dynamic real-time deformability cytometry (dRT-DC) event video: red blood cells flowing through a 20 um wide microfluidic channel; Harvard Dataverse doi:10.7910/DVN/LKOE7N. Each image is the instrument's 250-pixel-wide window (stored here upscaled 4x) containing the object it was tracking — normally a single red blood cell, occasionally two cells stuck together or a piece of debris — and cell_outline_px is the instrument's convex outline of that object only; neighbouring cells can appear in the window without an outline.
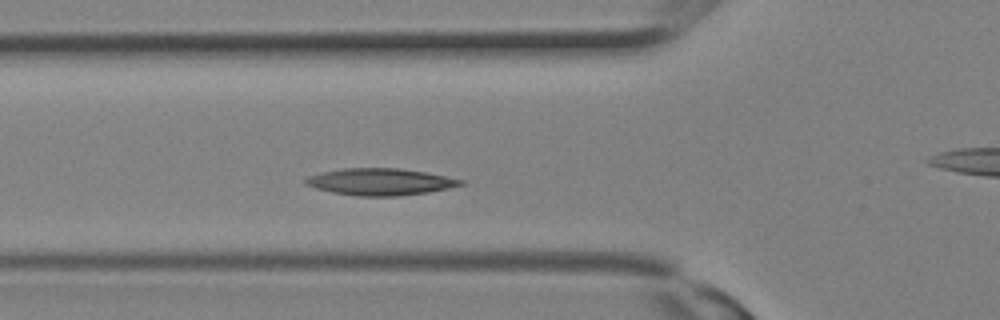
{"species": "Egyptian fruit bat (a non-hibernating species)", "species_latin": "Rousettus aegyptiacus", "temperature_condition": "room temperature", "stored_images_in_passage": 8, "camera_frame_rate_fps": 3000, "um_per_image_px": 0.085, "animal": {"sex": "female"}, "frame": {"image": 1, "passage_image": 6, "time_ms": 1.667, "image_size_px": [1000, 320], "cell_outline_px": [[464, 184], [448, 188], [428, 192], [400, 196], [356, 196], [332, 192], [316, 188], [304, 184], [304, 180], [308, 176], [320, 172], [340, 168], [400, 168], [424, 172], [464, 180]], "centroid_in_image_um": [32.27, 15.45], "position_along_channel_um": 93.5, "area_um2": 24.28}}
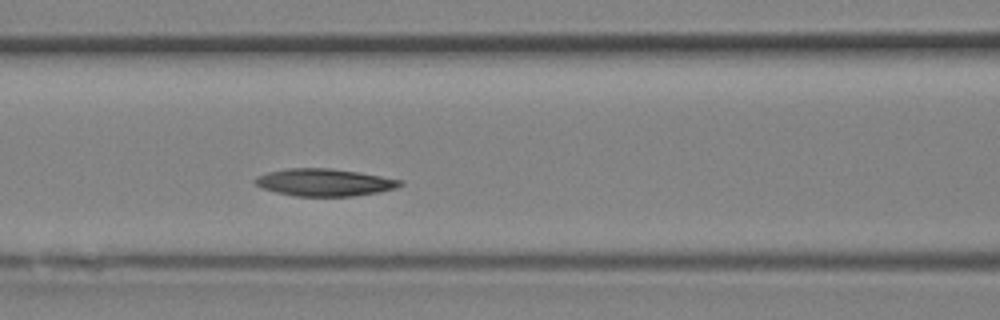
{"frame": {"image": 2, "passage_image": 8, "time_ms": 2.333, "image_size_px": [1000, 320], "cell_outline_px": [[404, 184], [396, 188], [380, 192], [352, 196], [296, 196], [276, 192], [260, 188], [252, 180], [256, 176], [268, 172], [288, 168], [332, 168], [360, 172], [404, 180]], "centroid_in_image_um": [27.59, 15.5], "position_along_channel_um": 139.0, "area_um2": 23.35}}